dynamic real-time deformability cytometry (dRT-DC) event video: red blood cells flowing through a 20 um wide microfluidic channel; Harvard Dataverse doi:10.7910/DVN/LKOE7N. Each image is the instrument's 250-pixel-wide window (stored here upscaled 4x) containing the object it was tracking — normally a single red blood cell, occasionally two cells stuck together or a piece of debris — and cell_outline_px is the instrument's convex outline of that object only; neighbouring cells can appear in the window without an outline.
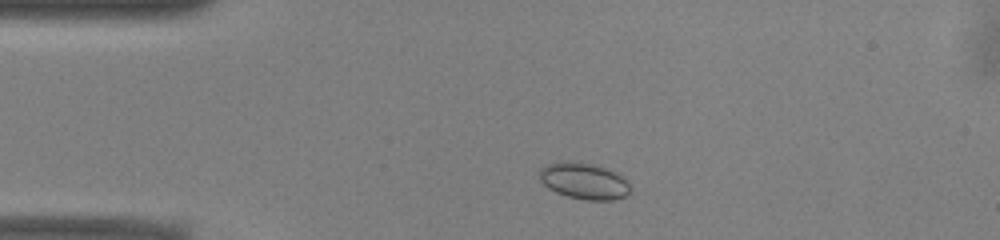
{"species": "common noctule bat (a hibernating species)", "species_latin": "Nyctalus noctula", "temperature_condition": "warm", "stored_images_in_passage": 46, "camera_frame_rate_fps": 3000, "um_per_image_px": 0.085, "animal": {"sex": "male", "body_mass_g": 13.0, "forearm_length_mm": 53.1}, "frame": {"image": 1, "passage_image": 5, "time_ms": 1.333, "image_size_px": [1000, 240], "cell_outline_px": [[628, 192], [624, 196], [612, 200], [584, 200], [568, 196], [556, 192], [548, 188], [540, 180], [540, 168], [548, 164], [560, 160], [576, 160], [592, 164], [616, 172], [628, 184]], "centroid_in_image_um": [49.57, 15.36], "position_along_channel_um": 35.4, "area_um2": 19.13}}
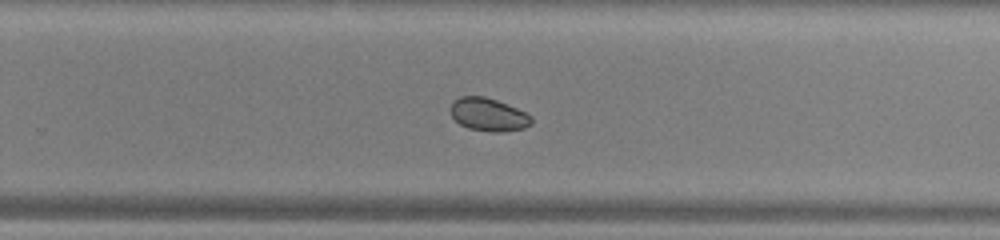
{"frame": {"image": 2, "passage_image": 27, "time_ms": 8.667, "image_size_px": [1000, 240], "cell_outline_px": [[532, 124], [524, 128], [500, 132], [492, 132], [468, 128], [460, 124], [452, 116], [448, 108], [452, 100], [460, 96], [484, 96], [496, 100], [516, 108], [532, 116]], "centroid_in_image_um": [41.47, 9.73], "position_along_channel_um": 288.3, "area_um2": 15.66}}
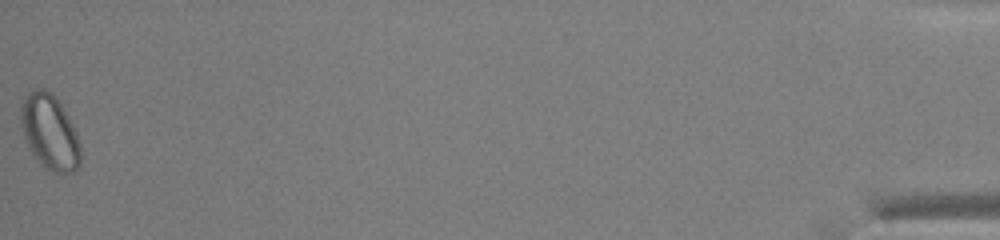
{"frame": {"image": 3, "passage_image": 46, "time_ms": 15.0, "image_size_px": [1000, 240], "cell_outline_px": [[80, 168], [72, 172], [52, 172], [40, 164], [36, 160], [28, 148], [20, 128], [20, 104], [24, 96], [32, 88], [44, 88], [56, 96], [68, 116], [76, 132], [80, 144]], "centroid_in_image_um": [4.19, 11.2], "position_along_channel_um": 431.0, "area_um2": 26.65}, "authors_computed_cell_mechanics": {"area_um2": 17.051, "velocity_mm_per_s": 3.9259, "shape_relaxation_time_tau1_ms": null, "shape_relaxation_time_tau2_ms": 3.8546, "deformation_change_tau1": null, "deformation_change_tau2": 0.034}}